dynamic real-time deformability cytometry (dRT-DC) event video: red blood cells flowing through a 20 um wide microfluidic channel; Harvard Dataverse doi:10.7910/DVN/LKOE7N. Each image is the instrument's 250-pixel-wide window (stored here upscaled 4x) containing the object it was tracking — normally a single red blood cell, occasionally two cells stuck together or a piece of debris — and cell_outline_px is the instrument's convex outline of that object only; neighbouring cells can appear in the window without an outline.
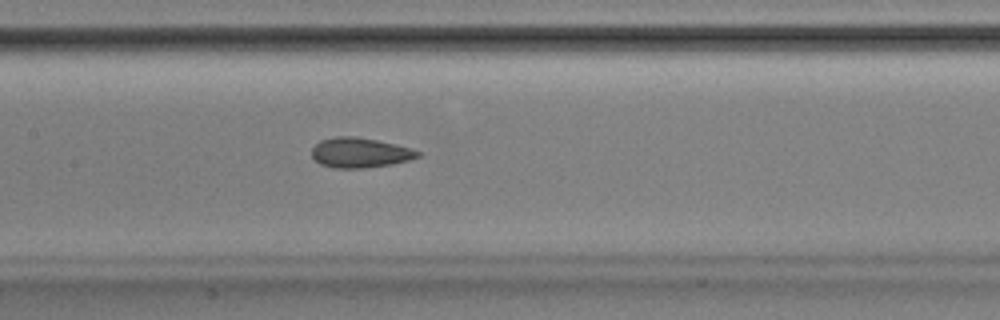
{"species": "Egyptian fruit bat (a non-hibernating species)", "species_latin": "Rousettus aegyptiacus", "temperature_condition": "room temperature", "stored_images_in_passage": 39, "camera_frame_rate_fps": 3000, "um_per_image_px": 0.085, "animal": {"sex": "male"}, "frame": {"image": 1, "passage_image": 12, "time_ms": 3.667, "image_size_px": [1000, 320], "cell_outline_px": [[420, 156], [408, 160], [392, 164], [364, 168], [336, 168], [320, 164], [312, 156], [312, 148], [320, 140], [336, 136], [352, 136], [376, 140], [408, 148], [420, 152]], "centroid_in_image_um": [30.55, 12.98], "position_along_channel_um": 176.8, "area_um2": 18.21}}
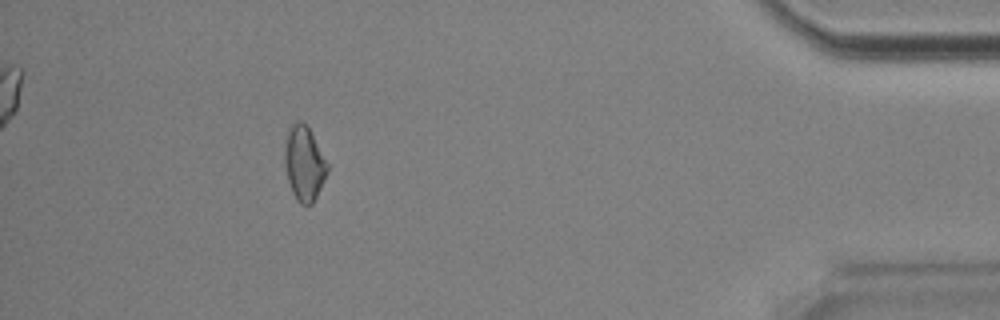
{"frame": {"image": 2, "passage_image": 34, "time_ms": 11.0, "image_size_px": [1000, 320], "cell_outline_px": [[328, 172], [312, 204], [300, 204], [296, 200], [292, 192], [288, 180], [284, 164], [284, 148], [288, 128], [292, 124], [300, 120], [308, 128], [328, 164]], "centroid_in_image_um": [25.83, 13.9], "position_along_channel_um": 409.4, "area_um2": 18.32}, "authors_computed_cell_mechanics": {"area_um2": 18.3226, "velocity_mm_per_s": 3.9011, "shape_relaxation_time_tau1_ms": 4.1951, "shape_relaxation_time_tau2_ms": 2.8663, "deformation_change_tau1": 0.0837, "deformation_change_tau2": 0.0686}}